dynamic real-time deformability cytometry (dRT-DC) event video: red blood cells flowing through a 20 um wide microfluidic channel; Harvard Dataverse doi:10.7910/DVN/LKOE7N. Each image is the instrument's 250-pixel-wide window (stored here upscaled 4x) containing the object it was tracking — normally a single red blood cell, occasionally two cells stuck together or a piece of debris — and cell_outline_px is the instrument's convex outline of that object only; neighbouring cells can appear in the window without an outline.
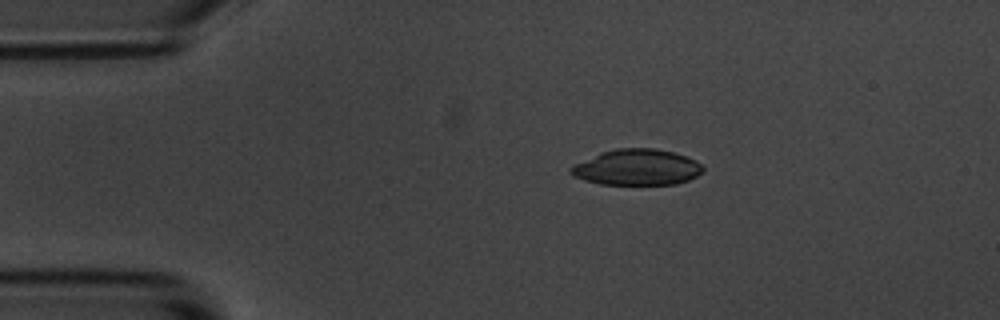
{"species": "common noctule bat (a hibernating species)", "species_latin": "Nyctalus noctula", "temperature_condition": "room temperature", "stored_images_in_passage": 4, "camera_frame_rate_fps": 3000, "um_per_image_px": 0.085, "animal": {"sex": "male", "body_mass_g": 20.1, "forearm_length_mm": 53.5}, "frame": {"image": 1, "passage_image": 2, "time_ms": 1.0, "image_size_px": [1000, 320], "cell_outline_px": [[704, 172], [688, 180], [676, 184], [600, 184], [584, 180], [572, 176], [568, 172], [568, 168], [572, 164], [600, 152], [616, 148], [656, 148], [672, 152], [696, 160], [704, 168]], "centroid_in_image_um": [54.08, 14.22], "position_along_channel_um": 30.9, "area_um2": 27.92}}
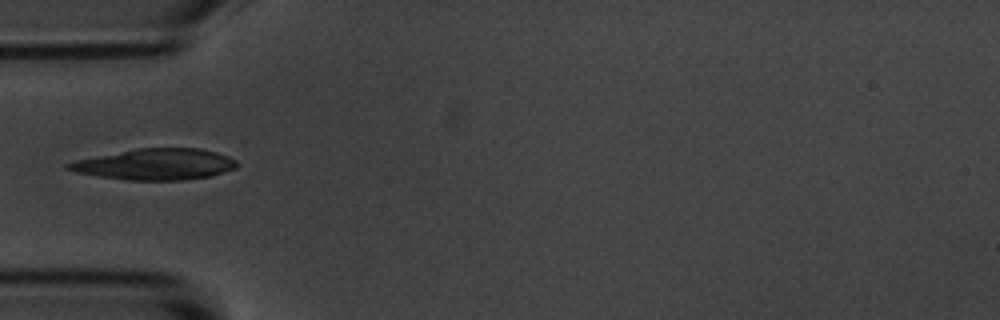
{"frame": {"image": 2, "passage_image": 4, "time_ms": 3.333, "image_size_px": [1000, 320], "cell_outline_px": [[240, 164], [236, 168], [208, 176], [184, 180], [128, 180], [100, 176], [76, 172], [64, 168], [64, 164], [76, 160], [136, 148], [200, 148], [216, 152], [228, 156], [236, 160]], "centroid_in_image_um": [13.2, 13.96], "position_along_channel_um": 71.8, "area_um2": 30.46}}